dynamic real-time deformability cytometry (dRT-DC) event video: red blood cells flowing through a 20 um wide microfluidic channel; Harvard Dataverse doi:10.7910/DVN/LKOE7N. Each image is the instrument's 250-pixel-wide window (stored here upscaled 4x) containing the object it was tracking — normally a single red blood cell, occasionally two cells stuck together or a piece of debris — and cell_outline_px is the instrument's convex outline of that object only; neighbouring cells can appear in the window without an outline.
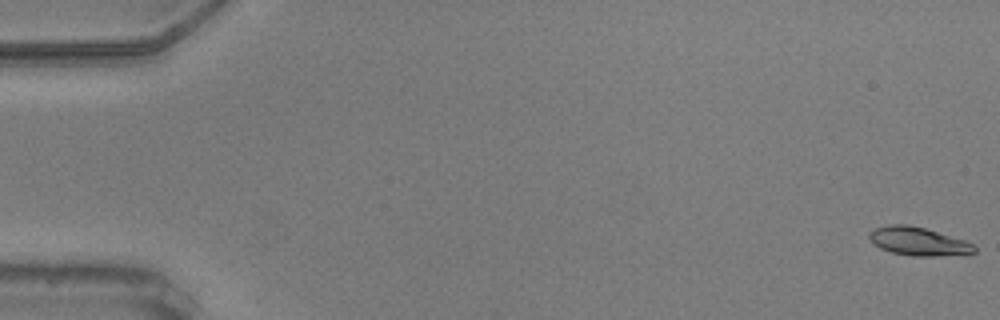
{"species": "common noctule bat (a hibernating species)", "species_latin": "Nyctalus noctula", "temperature_condition": "warm", "stored_images_in_passage": 5, "camera_frame_rate_fps": 3000, "um_per_image_px": 0.085, "animal": {"sex": "male", "body_mass_g": 20.5, "forearm_length_mm": 52.5}, "frame": {"image": 1, "passage_image": 1, "time_ms": 0.0, "image_size_px": [1000, 320], "cell_outline_px": [[976, 252], [968, 256], [912, 256], [892, 252], [880, 248], [872, 244], [868, 236], [868, 232], [876, 228], [888, 224], [908, 224], [924, 228], [964, 240], [972, 244], [976, 248]], "centroid_in_image_um": [78.08, 20.54], "position_along_channel_um": 6.9, "area_um2": 17.69}}